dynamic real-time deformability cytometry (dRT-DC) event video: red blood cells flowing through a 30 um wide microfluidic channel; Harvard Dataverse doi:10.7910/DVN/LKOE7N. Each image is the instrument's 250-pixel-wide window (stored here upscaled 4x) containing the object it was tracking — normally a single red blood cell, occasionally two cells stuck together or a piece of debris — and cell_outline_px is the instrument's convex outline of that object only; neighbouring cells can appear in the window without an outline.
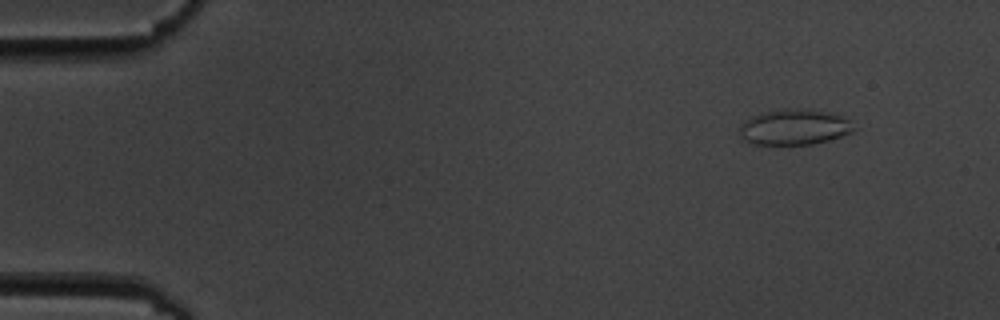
{"species": "common noctule bat (a hibernating species)", "species_latin": "Nyctalus noctula", "temperature_condition": "cold", "stored_images_in_passage": 5, "camera_frame_rate_fps": 3000, "um_per_image_px": 0.085, "animal": {"sex": "male", "body_mass_g": 19.5, "forearm_length_mm": 54.6}, "frame": {"image": 1, "passage_image": 2, "time_ms": 1.0, "image_size_px": [1000, 320], "cell_outline_px": [[856, 128], [852, 132], [828, 140], [812, 144], [752, 144], [744, 140], [740, 132], [740, 128], [744, 120], [760, 112], [784, 108], [804, 108], [828, 112], [844, 116]], "centroid_in_image_um": [67.51, 10.78], "position_along_channel_um": 17.5, "area_um2": 23.81}}
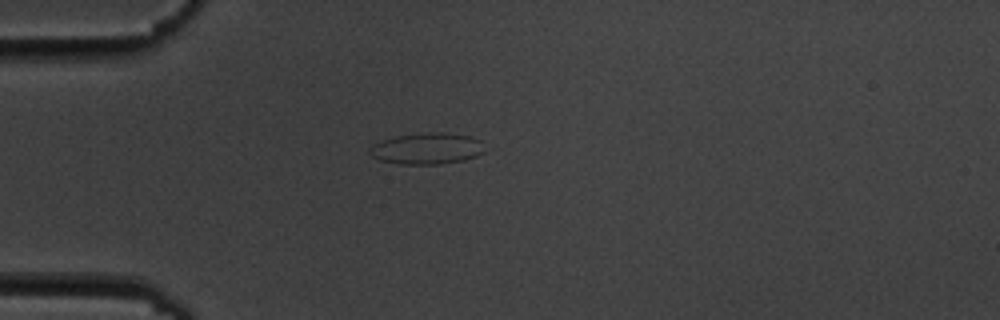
{"frame": {"image": 2, "passage_image": 5, "time_ms": 4.333, "image_size_px": [1000, 320], "cell_outline_px": [[484, 152], [476, 156], [464, 160], [440, 164], [400, 164], [380, 160], [372, 156], [368, 152], [372, 144], [380, 140], [396, 136], [436, 132], [444, 132], [472, 136], [480, 140]], "centroid_in_image_um": [36.28, 12.63], "position_along_channel_um": 48.7, "area_um2": 20.98}}